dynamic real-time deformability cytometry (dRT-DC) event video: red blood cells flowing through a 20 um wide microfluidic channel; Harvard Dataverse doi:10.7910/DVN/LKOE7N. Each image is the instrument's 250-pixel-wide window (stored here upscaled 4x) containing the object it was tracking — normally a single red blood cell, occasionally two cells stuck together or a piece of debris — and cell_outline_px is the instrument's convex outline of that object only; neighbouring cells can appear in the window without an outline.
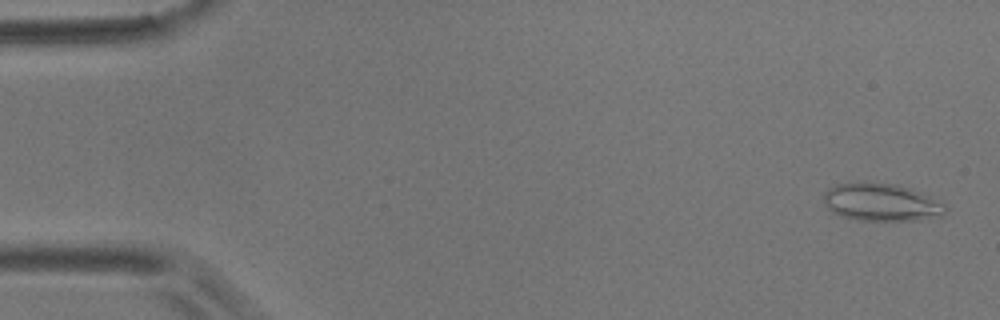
{"species": "common noctule bat (a hibernating species)", "species_latin": "Nyctalus noctula", "temperature_condition": "room temperature", "stored_images_in_passage": 54, "camera_frame_rate_fps": 3000, "um_per_image_px": 0.085, "animal": {"sex": "male", "body_mass_g": 17.9}, "frame": {"image": 1, "passage_image": 2, "time_ms": 0.333, "image_size_px": [1000, 320], "cell_outline_px": [[948, 208], [940, 216], [916, 220], [860, 220], [844, 216], [832, 212], [828, 208], [824, 200], [824, 192], [828, 188], [836, 184], [856, 180], [896, 184], [912, 188], [944, 204]], "centroid_in_image_um": [74.87, 17.15], "position_along_channel_um": 10.1, "area_um2": 26.88}}
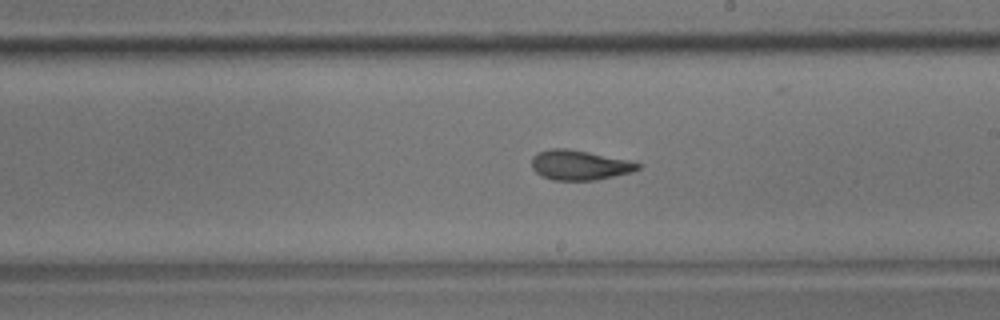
{"frame": {"image": 2, "passage_image": 31, "time_ms": 10.0, "image_size_px": [1000, 320], "cell_outline_px": [[640, 168], [632, 172], [596, 180], [552, 180], [540, 176], [532, 168], [532, 156], [540, 152], [552, 148], [568, 148], [628, 160], [640, 164]], "centroid_in_image_um": [49.23, 14.04], "position_along_channel_um": 239.8, "area_um2": 18.38}}
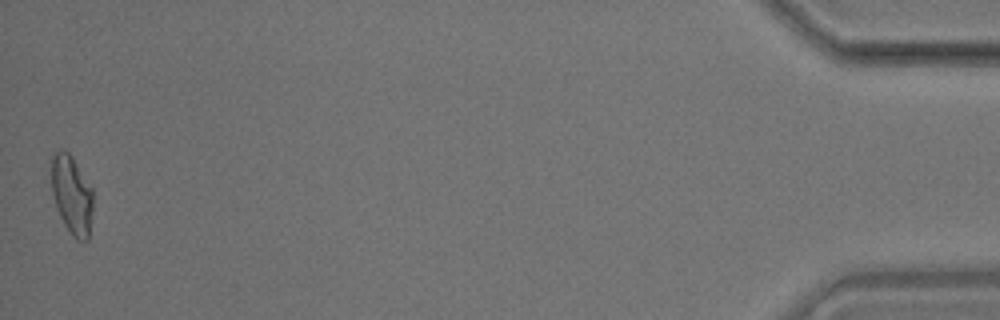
{"frame": {"image": 3, "passage_image": 54, "time_ms": 17.667, "image_size_px": [1000, 320], "cell_outline_px": [[92, 212], [88, 240], [76, 240], [72, 236], [64, 224], [56, 208], [52, 192], [52, 156], [60, 148], [64, 148], [72, 156], [92, 188]], "centroid_in_image_um": [6.1, 16.56], "position_along_channel_um": 429.1, "area_um2": 19.07}, "authors_computed_cell_mechanics": {"area_um2": 18.9873, "velocity_mm_per_s": 3.6796, "shape_relaxation_time_tau1_ms": 9.114, "shape_relaxation_time_tau2_ms": 2.0316, "deformation_change_tau1": 0.2246, "deformation_change_tau2": 0.087}}